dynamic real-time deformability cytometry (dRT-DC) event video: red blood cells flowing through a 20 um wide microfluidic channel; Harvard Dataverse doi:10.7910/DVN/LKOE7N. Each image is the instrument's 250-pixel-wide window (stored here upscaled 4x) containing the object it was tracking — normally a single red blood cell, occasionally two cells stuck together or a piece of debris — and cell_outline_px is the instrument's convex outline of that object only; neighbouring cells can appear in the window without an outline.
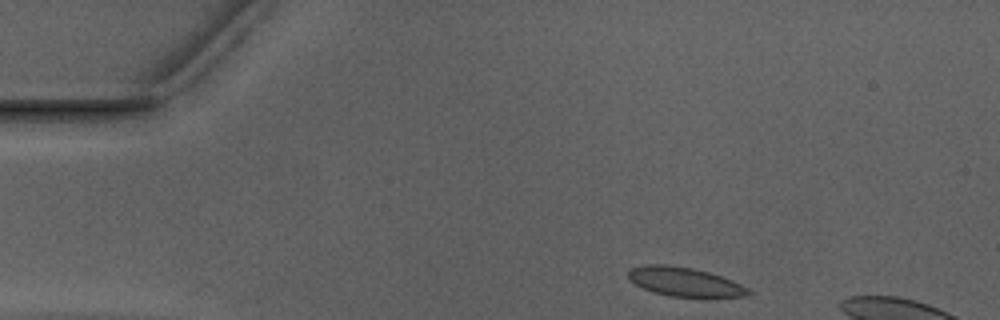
{"species": "Egyptian fruit bat (a non-hibernating species)", "species_latin": "Rousettus aegyptiacus", "temperature_condition": "warm", "stored_images_in_passage": 7, "camera_frame_rate_fps": 3000, "um_per_image_px": 0.085, "animal": {"sex": "male"}, "frame": {"image": 1, "passage_image": 1, "time_ms": 0.0, "image_size_px": [1000, 320], "cell_outline_px": [[752, 292], [748, 296], [708, 300], [704, 300], [668, 296], [652, 292], [628, 280], [628, 272], [632, 268], [648, 264], [660, 264], [692, 268], [708, 272], [732, 280], [748, 288]], "centroid_in_image_um": [58.28, 24.03], "position_along_channel_um": 26.7, "area_um2": 21.15}}